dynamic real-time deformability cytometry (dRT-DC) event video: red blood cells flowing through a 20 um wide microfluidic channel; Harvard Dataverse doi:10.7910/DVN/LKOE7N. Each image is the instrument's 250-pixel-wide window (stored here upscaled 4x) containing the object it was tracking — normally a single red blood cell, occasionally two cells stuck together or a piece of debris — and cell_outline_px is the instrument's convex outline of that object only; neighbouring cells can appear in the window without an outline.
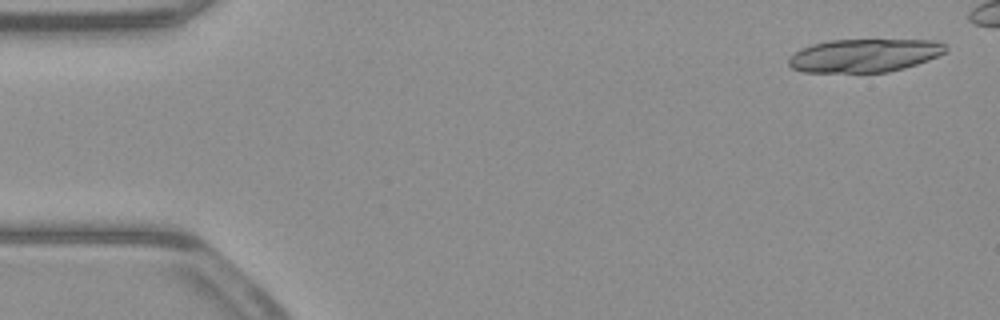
{"species": "common noctule bat (a hibernating species)", "species_latin": "Nyctalus noctula", "temperature_condition": "warm", "stored_images_in_passage": 11, "camera_frame_rate_fps": 3000, "um_per_image_px": 0.085, "animal": {"sex": "male", "body_mass_g": 23.1, "forearm_length_mm": 52.7}, "frame": {"image": 1, "passage_image": 2, "time_ms": 0.333, "image_size_px": [1000, 320], "cell_outline_px": [[948, 48], [944, 52], [928, 60], [904, 68], [888, 72], [804, 72], [792, 68], [788, 64], [788, 60], [800, 48], [812, 44], [828, 40], [936, 40], [948, 44]], "centroid_in_image_um": [73.49, 4.71], "position_along_channel_um": 11.5, "area_um2": 30.4}}